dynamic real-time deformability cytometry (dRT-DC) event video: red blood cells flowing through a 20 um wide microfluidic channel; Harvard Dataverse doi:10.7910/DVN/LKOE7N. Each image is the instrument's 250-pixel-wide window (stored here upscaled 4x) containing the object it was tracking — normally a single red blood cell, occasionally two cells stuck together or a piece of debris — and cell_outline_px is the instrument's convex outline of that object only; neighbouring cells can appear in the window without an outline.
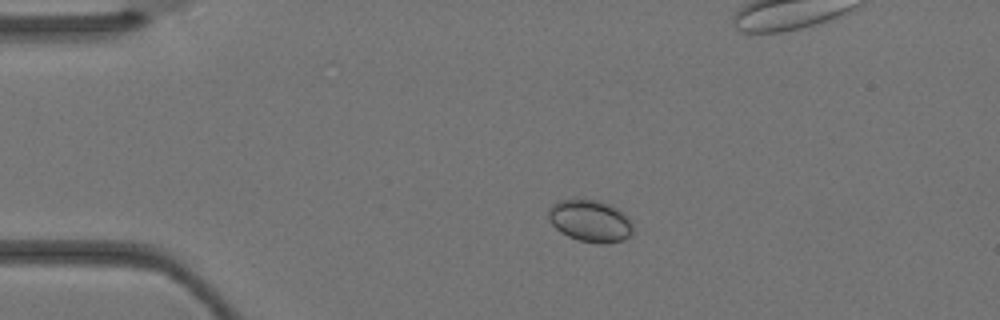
{"species": "Egyptian fruit bat (a non-hibernating species)", "species_latin": "Rousettus aegyptiacus", "temperature_condition": "warm", "stored_images_in_passage": 4, "camera_frame_rate_fps": 3000, "um_per_image_px": 0.085, "animal": {"sex": "female"}, "frame": {"image": 1, "passage_image": 1, "time_ms": 0.0, "image_size_px": [1000, 320], "cell_outline_px": [[632, 232], [624, 240], [604, 244], [600, 244], [580, 240], [568, 236], [560, 232], [552, 224], [548, 216], [548, 208], [556, 200], [576, 196], [596, 200], [612, 204], [632, 224]], "centroid_in_image_um": [50.09, 18.73], "position_along_channel_um": 34.9, "area_um2": 21.04}}
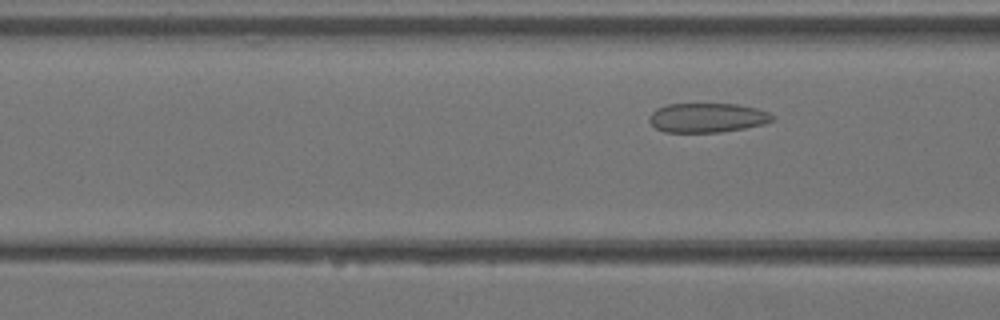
{"frame": {"image": 2, "passage_image": 4, "time_ms": 1.0, "image_size_px": [1000, 320], "cell_outline_px": [[772, 120], [764, 124], [744, 128], [720, 132], [664, 132], [656, 128], [648, 120], [648, 116], [656, 108], [668, 104], [740, 104], [756, 108], [768, 112], [772, 116]], "centroid_in_image_um": [60.08, 10.0], "position_along_channel_um": 106.5, "area_um2": 21.04}}